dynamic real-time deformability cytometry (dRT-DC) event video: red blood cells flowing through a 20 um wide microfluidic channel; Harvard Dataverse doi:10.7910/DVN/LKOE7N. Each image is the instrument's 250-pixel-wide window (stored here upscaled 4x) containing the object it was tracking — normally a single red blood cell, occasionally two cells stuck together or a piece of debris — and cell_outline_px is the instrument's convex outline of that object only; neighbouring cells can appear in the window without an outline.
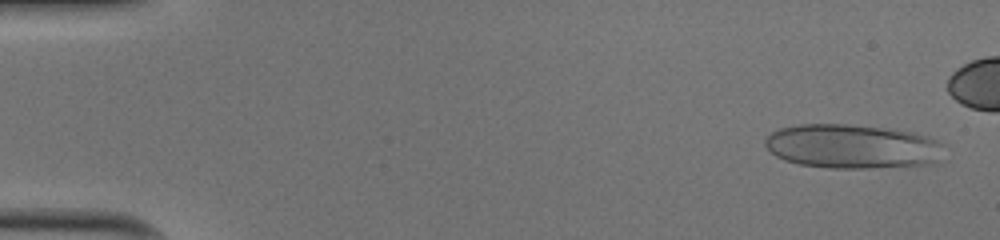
{"species": "human", "species_latin": "Homo sapiens", "temperature_condition": "cold", "stored_images_in_passage": 46, "camera_frame_rate_fps": 3000, "um_per_image_px": 0.085, "donor": {"sex": "male"}, "frame": {"image": 1, "passage_image": 2, "time_ms": 0.333, "image_size_px": [1000, 240], "cell_outline_px": [[944, 144], [936, 164], [868, 168], [828, 168], [800, 164], [784, 160], [776, 156], [764, 144], [764, 136], [780, 128], [800, 124], [848, 124], [888, 128], [912, 132], [928, 136]], "centroid_in_image_um": [72.43, 12.44], "position_along_channel_um": 12.6, "area_um2": 46.36}}
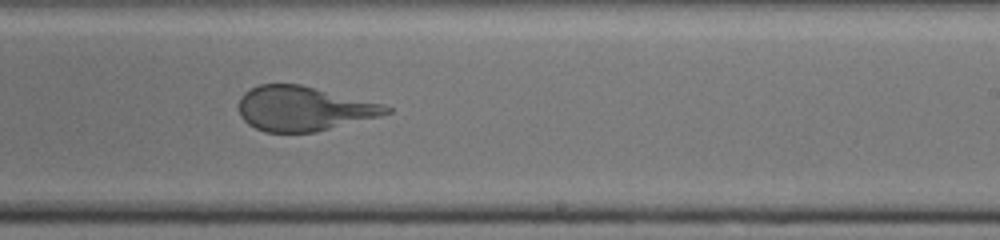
{"frame": {"image": 2, "passage_image": 31, "time_ms": 10.0, "image_size_px": [1000, 240], "cell_outline_px": [[392, 112], [380, 116], [316, 132], [264, 132], [248, 124], [240, 116], [236, 104], [240, 96], [244, 92], [260, 84], [300, 84], [384, 104], [392, 108]], "centroid_in_image_um": [25.77, 9.23], "position_along_channel_um": 263.2, "area_um2": 38.49}}
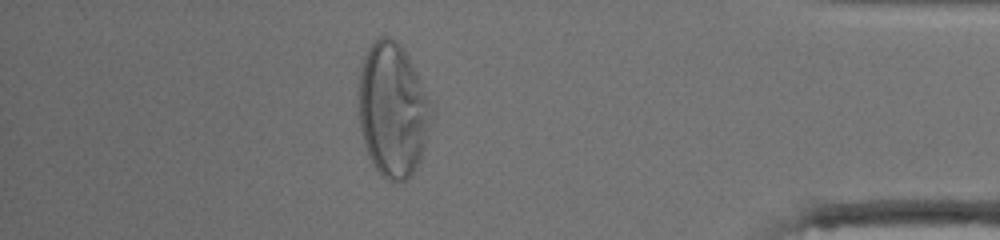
{"frame": {"image": 3, "passage_image": 44, "time_ms": 14.333, "image_size_px": [1000, 240], "cell_outline_px": [[436, 108], [424, 148], [416, 168], [404, 180], [388, 180], [380, 176], [372, 164], [368, 156], [364, 144], [360, 128], [356, 104], [360, 72], [364, 56], [368, 48], [380, 36], [392, 36], [396, 40], [412, 64], [432, 100]], "centroid_in_image_um": [33.38, 9.34], "position_along_channel_um": 401.8, "area_um2": 57.86}, "authors_computed_cell_mechanics": {"area_um2": 42.3096, "velocity_mm_per_s": 4.02, "shape_relaxation_time_tau1_ms": 6.3744, "shape_relaxation_time_tau2_ms": null, "deformation_change_tau1": 0.2593, "deformation_change_tau2": null}}